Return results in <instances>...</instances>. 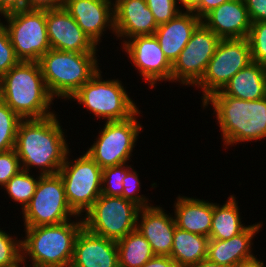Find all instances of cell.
Segmentation results:
<instances>
[{"label": "cell", "mask_w": 266, "mask_h": 267, "mask_svg": "<svg viewBox=\"0 0 266 267\" xmlns=\"http://www.w3.org/2000/svg\"><path fill=\"white\" fill-rule=\"evenodd\" d=\"M68 220L55 225L25 227L21 240L22 262L29 259L37 267H70L76 237L83 228V220Z\"/></svg>", "instance_id": "4"}, {"label": "cell", "mask_w": 266, "mask_h": 267, "mask_svg": "<svg viewBox=\"0 0 266 267\" xmlns=\"http://www.w3.org/2000/svg\"><path fill=\"white\" fill-rule=\"evenodd\" d=\"M220 40L201 22L172 64L171 82L177 81L184 86L192 85L195 87L203 77Z\"/></svg>", "instance_id": "13"}, {"label": "cell", "mask_w": 266, "mask_h": 267, "mask_svg": "<svg viewBox=\"0 0 266 267\" xmlns=\"http://www.w3.org/2000/svg\"><path fill=\"white\" fill-rule=\"evenodd\" d=\"M262 224L248 225L243 232L227 240H209L207 258L217 264L234 267L239 261L253 257L252 240Z\"/></svg>", "instance_id": "22"}, {"label": "cell", "mask_w": 266, "mask_h": 267, "mask_svg": "<svg viewBox=\"0 0 266 267\" xmlns=\"http://www.w3.org/2000/svg\"><path fill=\"white\" fill-rule=\"evenodd\" d=\"M101 70L86 82L69 99L83 104L97 117L108 121H120L133 116L139 108L117 79L103 80Z\"/></svg>", "instance_id": "6"}, {"label": "cell", "mask_w": 266, "mask_h": 267, "mask_svg": "<svg viewBox=\"0 0 266 267\" xmlns=\"http://www.w3.org/2000/svg\"><path fill=\"white\" fill-rule=\"evenodd\" d=\"M175 227L174 216L160 206L150 205L138 212L136 230L147 239L155 255L170 256Z\"/></svg>", "instance_id": "18"}, {"label": "cell", "mask_w": 266, "mask_h": 267, "mask_svg": "<svg viewBox=\"0 0 266 267\" xmlns=\"http://www.w3.org/2000/svg\"><path fill=\"white\" fill-rule=\"evenodd\" d=\"M11 44L20 61L38 62L51 49L46 10H17L3 15Z\"/></svg>", "instance_id": "8"}, {"label": "cell", "mask_w": 266, "mask_h": 267, "mask_svg": "<svg viewBox=\"0 0 266 267\" xmlns=\"http://www.w3.org/2000/svg\"><path fill=\"white\" fill-rule=\"evenodd\" d=\"M57 115L22 119L18 125L15 150L22 170L39 168L40 175L58 174L68 154L65 133Z\"/></svg>", "instance_id": "1"}, {"label": "cell", "mask_w": 266, "mask_h": 267, "mask_svg": "<svg viewBox=\"0 0 266 267\" xmlns=\"http://www.w3.org/2000/svg\"><path fill=\"white\" fill-rule=\"evenodd\" d=\"M46 24L52 49L77 53L98 51L97 46L64 8L46 10Z\"/></svg>", "instance_id": "16"}, {"label": "cell", "mask_w": 266, "mask_h": 267, "mask_svg": "<svg viewBox=\"0 0 266 267\" xmlns=\"http://www.w3.org/2000/svg\"><path fill=\"white\" fill-rule=\"evenodd\" d=\"M70 267H119L116 241L95 235L83 227L75 240Z\"/></svg>", "instance_id": "19"}, {"label": "cell", "mask_w": 266, "mask_h": 267, "mask_svg": "<svg viewBox=\"0 0 266 267\" xmlns=\"http://www.w3.org/2000/svg\"><path fill=\"white\" fill-rule=\"evenodd\" d=\"M174 218L176 227L190 233L210 237L213 203L185 196L176 197Z\"/></svg>", "instance_id": "23"}, {"label": "cell", "mask_w": 266, "mask_h": 267, "mask_svg": "<svg viewBox=\"0 0 266 267\" xmlns=\"http://www.w3.org/2000/svg\"><path fill=\"white\" fill-rule=\"evenodd\" d=\"M157 25L167 23L182 12L177 0H146Z\"/></svg>", "instance_id": "33"}, {"label": "cell", "mask_w": 266, "mask_h": 267, "mask_svg": "<svg viewBox=\"0 0 266 267\" xmlns=\"http://www.w3.org/2000/svg\"><path fill=\"white\" fill-rule=\"evenodd\" d=\"M22 264L24 265L23 267H25V266L27 265L26 262H22L21 265H22ZM19 267H20V266H19ZM29 267H31V265H29ZM32 267H37V266H32Z\"/></svg>", "instance_id": "45"}, {"label": "cell", "mask_w": 266, "mask_h": 267, "mask_svg": "<svg viewBox=\"0 0 266 267\" xmlns=\"http://www.w3.org/2000/svg\"><path fill=\"white\" fill-rule=\"evenodd\" d=\"M230 0H200L191 10L201 20L213 9Z\"/></svg>", "instance_id": "39"}, {"label": "cell", "mask_w": 266, "mask_h": 267, "mask_svg": "<svg viewBox=\"0 0 266 267\" xmlns=\"http://www.w3.org/2000/svg\"><path fill=\"white\" fill-rule=\"evenodd\" d=\"M234 267H265L264 261H261L255 257L239 261Z\"/></svg>", "instance_id": "42"}, {"label": "cell", "mask_w": 266, "mask_h": 267, "mask_svg": "<svg viewBox=\"0 0 266 267\" xmlns=\"http://www.w3.org/2000/svg\"><path fill=\"white\" fill-rule=\"evenodd\" d=\"M21 263V240L0 228V267H19Z\"/></svg>", "instance_id": "31"}, {"label": "cell", "mask_w": 266, "mask_h": 267, "mask_svg": "<svg viewBox=\"0 0 266 267\" xmlns=\"http://www.w3.org/2000/svg\"><path fill=\"white\" fill-rule=\"evenodd\" d=\"M200 0H177L178 4H181L183 9H186V11H191Z\"/></svg>", "instance_id": "44"}, {"label": "cell", "mask_w": 266, "mask_h": 267, "mask_svg": "<svg viewBox=\"0 0 266 267\" xmlns=\"http://www.w3.org/2000/svg\"><path fill=\"white\" fill-rule=\"evenodd\" d=\"M119 267H142L155 256L147 239L134 230L116 242Z\"/></svg>", "instance_id": "27"}, {"label": "cell", "mask_w": 266, "mask_h": 267, "mask_svg": "<svg viewBox=\"0 0 266 267\" xmlns=\"http://www.w3.org/2000/svg\"><path fill=\"white\" fill-rule=\"evenodd\" d=\"M123 187L124 188L121 197L124 199L134 202L140 208L151 205L148 203V198H146L144 195H139L141 183L138 178L137 171H135L134 168H132L124 178Z\"/></svg>", "instance_id": "35"}, {"label": "cell", "mask_w": 266, "mask_h": 267, "mask_svg": "<svg viewBox=\"0 0 266 267\" xmlns=\"http://www.w3.org/2000/svg\"><path fill=\"white\" fill-rule=\"evenodd\" d=\"M138 110L133 116L120 121H105L103 129L88 154L102 169L128 163L132 156L142 125L138 122ZM137 116V117H136Z\"/></svg>", "instance_id": "10"}, {"label": "cell", "mask_w": 266, "mask_h": 267, "mask_svg": "<svg viewBox=\"0 0 266 267\" xmlns=\"http://www.w3.org/2000/svg\"><path fill=\"white\" fill-rule=\"evenodd\" d=\"M26 9V0H0L1 16L13 11Z\"/></svg>", "instance_id": "40"}, {"label": "cell", "mask_w": 266, "mask_h": 267, "mask_svg": "<svg viewBox=\"0 0 266 267\" xmlns=\"http://www.w3.org/2000/svg\"><path fill=\"white\" fill-rule=\"evenodd\" d=\"M68 152L59 175L64 184L65 196L71 209L82 217L101 195L102 168L86 153L70 160Z\"/></svg>", "instance_id": "9"}, {"label": "cell", "mask_w": 266, "mask_h": 267, "mask_svg": "<svg viewBox=\"0 0 266 267\" xmlns=\"http://www.w3.org/2000/svg\"><path fill=\"white\" fill-rule=\"evenodd\" d=\"M202 22L192 11H183L167 23L158 25L154 33L168 61L173 64Z\"/></svg>", "instance_id": "21"}, {"label": "cell", "mask_w": 266, "mask_h": 267, "mask_svg": "<svg viewBox=\"0 0 266 267\" xmlns=\"http://www.w3.org/2000/svg\"><path fill=\"white\" fill-rule=\"evenodd\" d=\"M40 179L39 176L34 177L30 175L29 171L21 170L17 175L13 176L3 188L6 193L14 200V202H19L21 204L22 211L30 203L33 197L36 187Z\"/></svg>", "instance_id": "28"}, {"label": "cell", "mask_w": 266, "mask_h": 267, "mask_svg": "<svg viewBox=\"0 0 266 267\" xmlns=\"http://www.w3.org/2000/svg\"><path fill=\"white\" fill-rule=\"evenodd\" d=\"M53 99L38 62L20 61L0 78V100L21 119H41L55 114L50 111Z\"/></svg>", "instance_id": "2"}, {"label": "cell", "mask_w": 266, "mask_h": 267, "mask_svg": "<svg viewBox=\"0 0 266 267\" xmlns=\"http://www.w3.org/2000/svg\"><path fill=\"white\" fill-rule=\"evenodd\" d=\"M140 207L123 197L101 194L82 216L83 227L89 232L119 241L136 230Z\"/></svg>", "instance_id": "7"}, {"label": "cell", "mask_w": 266, "mask_h": 267, "mask_svg": "<svg viewBox=\"0 0 266 267\" xmlns=\"http://www.w3.org/2000/svg\"><path fill=\"white\" fill-rule=\"evenodd\" d=\"M96 54L48 50L38 63L50 94L69 100L99 71Z\"/></svg>", "instance_id": "5"}, {"label": "cell", "mask_w": 266, "mask_h": 267, "mask_svg": "<svg viewBox=\"0 0 266 267\" xmlns=\"http://www.w3.org/2000/svg\"><path fill=\"white\" fill-rule=\"evenodd\" d=\"M212 104L222 132L224 145L266 138V97L259 100H242L225 95L221 90L203 103Z\"/></svg>", "instance_id": "3"}, {"label": "cell", "mask_w": 266, "mask_h": 267, "mask_svg": "<svg viewBox=\"0 0 266 267\" xmlns=\"http://www.w3.org/2000/svg\"><path fill=\"white\" fill-rule=\"evenodd\" d=\"M239 210L234 195H230L223 205L213 203L209 240H227L243 232L248 226L242 224Z\"/></svg>", "instance_id": "26"}, {"label": "cell", "mask_w": 266, "mask_h": 267, "mask_svg": "<svg viewBox=\"0 0 266 267\" xmlns=\"http://www.w3.org/2000/svg\"><path fill=\"white\" fill-rule=\"evenodd\" d=\"M139 75L151 88L157 81H170L172 64L165 57L155 35L136 36L122 45Z\"/></svg>", "instance_id": "14"}, {"label": "cell", "mask_w": 266, "mask_h": 267, "mask_svg": "<svg viewBox=\"0 0 266 267\" xmlns=\"http://www.w3.org/2000/svg\"><path fill=\"white\" fill-rule=\"evenodd\" d=\"M142 267H178L170 256L155 255Z\"/></svg>", "instance_id": "41"}, {"label": "cell", "mask_w": 266, "mask_h": 267, "mask_svg": "<svg viewBox=\"0 0 266 267\" xmlns=\"http://www.w3.org/2000/svg\"><path fill=\"white\" fill-rule=\"evenodd\" d=\"M19 62L8 32L0 20V78Z\"/></svg>", "instance_id": "34"}, {"label": "cell", "mask_w": 266, "mask_h": 267, "mask_svg": "<svg viewBox=\"0 0 266 267\" xmlns=\"http://www.w3.org/2000/svg\"><path fill=\"white\" fill-rule=\"evenodd\" d=\"M131 169V165L126 163L102 169L101 194L121 197L124 188L123 180Z\"/></svg>", "instance_id": "30"}, {"label": "cell", "mask_w": 266, "mask_h": 267, "mask_svg": "<svg viewBox=\"0 0 266 267\" xmlns=\"http://www.w3.org/2000/svg\"><path fill=\"white\" fill-rule=\"evenodd\" d=\"M22 170L16 150L0 152V186L4 185Z\"/></svg>", "instance_id": "36"}, {"label": "cell", "mask_w": 266, "mask_h": 267, "mask_svg": "<svg viewBox=\"0 0 266 267\" xmlns=\"http://www.w3.org/2000/svg\"><path fill=\"white\" fill-rule=\"evenodd\" d=\"M251 23L266 22V0H244Z\"/></svg>", "instance_id": "37"}, {"label": "cell", "mask_w": 266, "mask_h": 267, "mask_svg": "<svg viewBox=\"0 0 266 267\" xmlns=\"http://www.w3.org/2000/svg\"><path fill=\"white\" fill-rule=\"evenodd\" d=\"M248 41L252 60L266 66V22L251 23Z\"/></svg>", "instance_id": "32"}, {"label": "cell", "mask_w": 266, "mask_h": 267, "mask_svg": "<svg viewBox=\"0 0 266 267\" xmlns=\"http://www.w3.org/2000/svg\"><path fill=\"white\" fill-rule=\"evenodd\" d=\"M251 62L248 38L221 39L203 77L195 85L203 92L202 103L213 93L222 90L238 71Z\"/></svg>", "instance_id": "12"}, {"label": "cell", "mask_w": 266, "mask_h": 267, "mask_svg": "<svg viewBox=\"0 0 266 267\" xmlns=\"http://www.w3.org/2000/svg\"><path fill=\"white\" fill-rule=\"evenodd\" d=\"M66 0H26L27 10H51L63 8Z\"/></svg>", "instance_id": "38"}, {"label": "cell", "mask_w": 266, "mask_h": 267, "mask_svg": "<svg viewBox=\"0 0 266 267\" xmlns=\"http://www.w3.org/2000/svg\"><path fill=\"white\" fill-rule=\"evenodd\" d=\"M221 91L225 95L248 101L266 97V66L251 62L238 71Z\"/></svg>", "instance_id": "24"}, {"label": "cell", "mask_w": 266, "mask_h": 267, "mask_svg": "<svg viewBox=\"0 0 266 267\" xmlns=\"http://www.w3.org/2000/svg\"><path fill=\"white\" fill-rule=\"evenodd\" d=\"M114 2V35L118 39L123 38L122 45L127 39L136 36L154 35L158 25L146 0H115Z\"/></svg>", "instance_id": "17"}, {"label": "cell", "mask_w": 266, "mask_h": 267, "mask_svg": "<svg viewBox=\"0 0 266 267\" xmlns=\"http://www.w3.org/2000/svg\"><path fill=\"white\" fill-rule=\"evenodd\" d=\"M22 119L0 100V152L15 148L18 125Z\"/></svg>", "instance_id": "29"}, {"label": "cell", "mask_w": 266, "mask_h": 267, "mask_svg": "<svg viewBox=\"0 0 266 267\" xmlns=\"http://www.w3.org/2000/svg\"><path fill=\"white\" fill-rule=\"evenodd\" d=\"M21 212L25 227L60 224L71 220V217L78 219L67 202L59 174L40 175L30 203Z\"/></svg>", "instance_id": "11"}, {"label": "cell", "mask_w": 266, "mask_h": 267, "mask_svg": "<svg viewBox=\"0 0 266 267\" xmlns=\"http://www.w3.org/2000/svg\"><path fill=\"white\" fill-rule=\"evenodd\" d=\"M202 22L220 39L248 38L251 21L244 0H230L209 12Z\"/></svg>", "instance_id": "20"}, {"label": "cell", "mask_w": 266, "mask_h": 267, "mask_svg": "<svg viewBox=\"0 0 266 267\" xmlns=\"http://www.w3.org/2000/svg\"><path fill=\"white\" fill-rule=\"evenodd\" d=\"M209 238L175 227L170 257L178 267H187L207 258Z\"/></svg>", "instance_id": "25"}, {"label": "cell", "mask_w": 266, "mask_h": 267, "mask_svg": "<svg viewBox=\"0 0 266 267\" xmlns=\"http://www.w3.org/2000/svg\"><path fill=\"white\" fill-rule=\"evenodd\" d=\"M114 2L112 0H66L64 9L97 46L106 28L114 34Z\"/></svg>", "instance_id": "15"}, {"label": "cell", "mask_w": 266, "mask_h": 267, "mask_svg": "<svg viewBox=\"0 0 266 267\" xmlns=\"http://www.w3.org/2000/svg\"><path fill=\"white\" fill-rule=\"evenodd\" d=\"M187 267H228V266L217 264L215 262L210 261L208 258H205L204 260L199 261L196 264L189 265Z\"/></svg>", "instance_id": "43"}]
</instances>
